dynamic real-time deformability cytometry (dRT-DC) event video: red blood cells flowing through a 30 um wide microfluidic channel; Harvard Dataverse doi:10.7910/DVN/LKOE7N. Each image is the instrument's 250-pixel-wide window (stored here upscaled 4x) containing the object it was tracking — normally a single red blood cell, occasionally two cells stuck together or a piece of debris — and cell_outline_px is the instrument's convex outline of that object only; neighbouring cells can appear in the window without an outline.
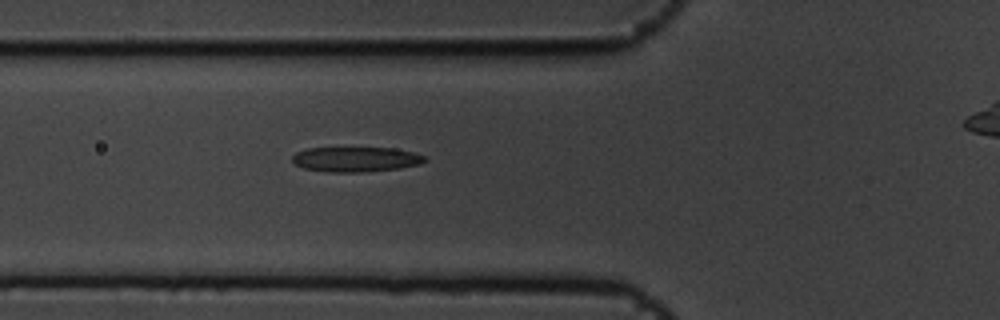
{"species": "common noctule bat (a hibernating species)", "species_latin": "Nyctalus noctula", "temperature_condition": "cold", "stored_images_in_passage": 6, "camera_frame_rate_fps": 3000, "um_per_image_px": 0.085, "animal": {"sex": "male", "body_mass_g": 19.5, "forearm_length_mm": 54.6}, "frame": {"image": 1, "passage_image": 5, "time_ms": 1.333, "image_size_px": [1000, 320], "cell_outline_px": [[428, 160], [420, 164], [400, 168], [360, 172], [328, 172], [304, 168], [296, 164], [292, 160], [292, 156], [296, 152], [308, 148], [396, 148], [428, 156]], "centroid_in_image_um": [30.29, 13.54], "position_along_channel_um": 95.5, "area_um2": 19.31}}